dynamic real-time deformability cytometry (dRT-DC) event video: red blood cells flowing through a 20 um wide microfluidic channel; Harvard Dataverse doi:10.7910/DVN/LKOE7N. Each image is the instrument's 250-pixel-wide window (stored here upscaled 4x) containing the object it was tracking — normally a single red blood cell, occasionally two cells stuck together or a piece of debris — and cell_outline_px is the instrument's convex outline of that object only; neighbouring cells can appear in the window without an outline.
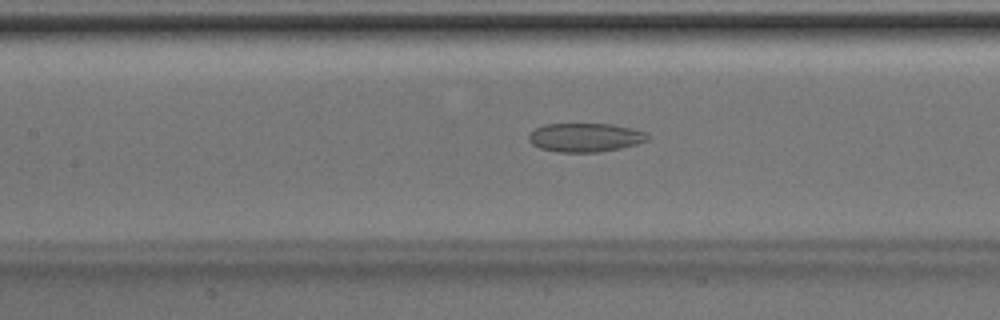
{"species": "Egyptian fruit bat (a non-hibernating species)", "species_latin": "Rousettus aegyptiacus", "temperature_condition": "room temperature", "stored_images_in_passage": 43, "camera_frame_rate_fps": 3000, "um_per_image_px": 0.085, "animal": {"sex": "male"}, "frame": {"image": 1, "passage_image": 22, "time_ms": 7.0, "image_size_px": [1000, 320], "cell_outline_px": [[652, 136], [648, 140], [636, 144], [620, 148], [600, 152], [560, 152], [540, 148], [532, 144], [528, 140], [528, 136], [536, 128], [544, 124], [612, 124], [632, 128], [648, 132]], "centroid_in_image_um": [49.79, 11.68], "position_along_channel_um": 157.6, "area_um2": 20.06}}
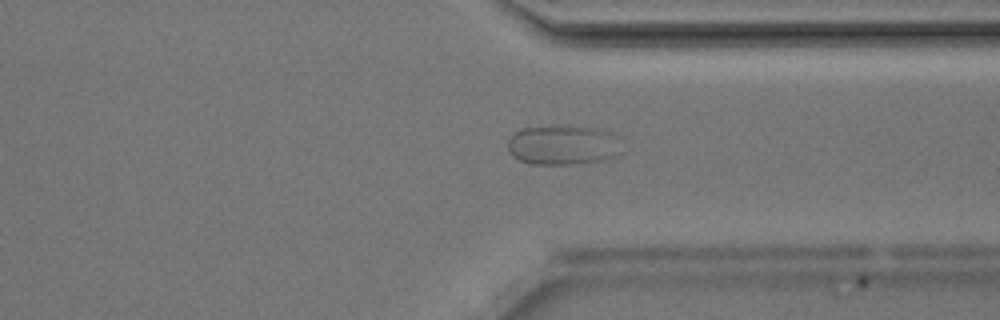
{"frame": {"image": 2, "passage_image": 37, "time_ms": 12.0, "image_size_px": [1000, 320], "cell_outline_px": [[620, 152], [616, 156], [608, 160], [568, 164], [528, 164], [512, 156], [508, 148], [508, 136], [520, 128], [556, 124], [584, 124], [612, 132], [620, 136]], "centroid_in_image_um": [47.88, 12.27], "position_along_channel_um": 363.5, "area_um2": 27.74}}
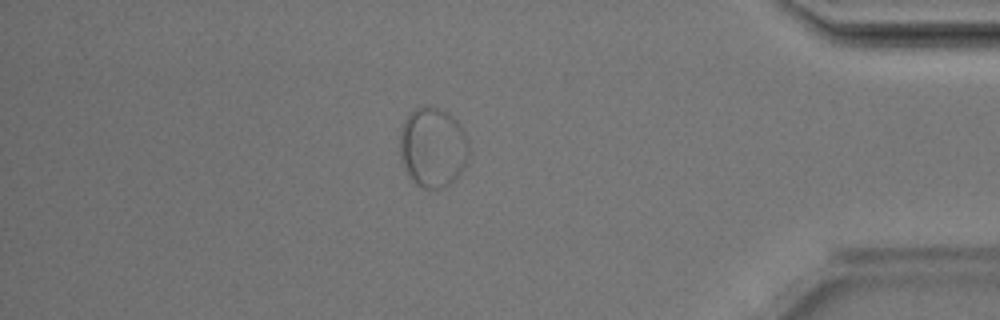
{"frame": {"image": 3, "passage_image": 42, "time_ms": 13.667, "image_size_px": [1000, 320], "cell_outline_px": [[468, 160], [464, 168], [456, 180], [444, 188], [424, 188], [416, 184], [412, 180], [404, 168], [400, 156], [400, 132], [404, 120], [416, 108], [424, 104], [428, 104], [440, 108], [448, 112], [460, 124], [468, 140]], "centroid_in_image_um": [36.8, 12.51], "position_along_channel_um": 398.4, "area_um2": 32.6}}